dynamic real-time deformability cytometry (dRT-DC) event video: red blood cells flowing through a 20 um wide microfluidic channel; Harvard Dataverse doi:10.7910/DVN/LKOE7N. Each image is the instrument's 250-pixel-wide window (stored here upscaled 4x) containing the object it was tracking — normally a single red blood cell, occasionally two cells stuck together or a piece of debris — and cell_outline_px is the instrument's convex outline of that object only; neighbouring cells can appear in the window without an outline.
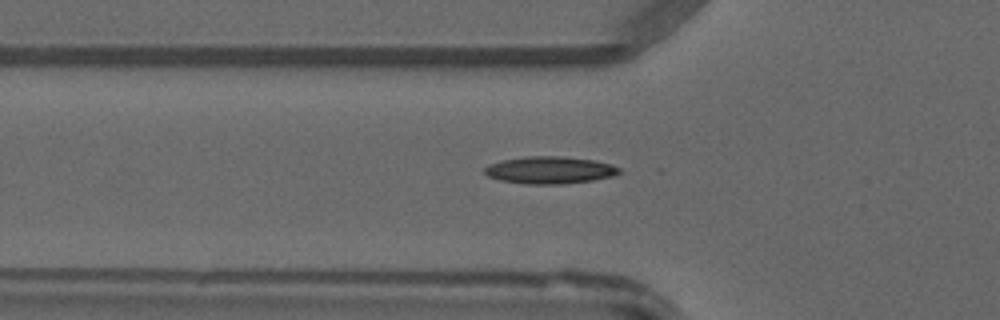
{"species": "common noctule bat (a hibernating species)", "species_latin": "Nyctalus noctula", "temperature_condition": "warm", "stored_images_in_passage": 31, "camera_frame_rate_fps": 3000, "um_per_image_px": 0.085, "animal": {"sex": "male", "forearm_length_mm": 52.5}, "frame": {"image": 1, "passage_image": 2, "time_ms": 0.333, "image_size_px": [1000, 320], "cell_outline_px": [[620, 172], [616, 176], [592, 180], [564, 184], [524, 184], [500, 180], [488, 176], [484, 172], [484, 168], [488, 164], [504, 160], [528, 156], [560, 156], [592, 160], [612, 164], [620, 168]], "centroid_in_image_um": [46.74, 14.46], "position_along_channel_um": 79.1, "area_um2": 21.39}}
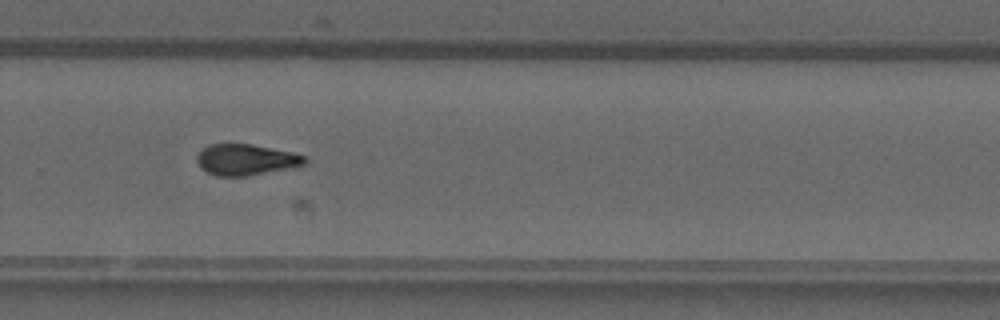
{"frame": {"image": 2, "passage_image": 18, "time_ms": 5.667, "image_size_px": [1000, 320], "cell_outline_px": [[308, 160], [304, 164], [292, 168], [244, 176], [216, 176], [200, 168], [196, 160], [196, 156], [208, 144], [252, 144], [292, 152], [304, 156]], "centroid_in_image_um": [20.89, 13.57], "position_along_channel_um": 308.9, "area_um2": 19.48}}
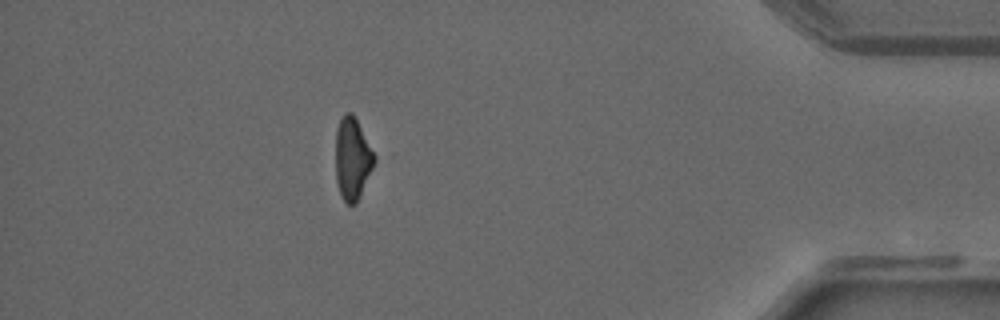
{"frame": {"image": 3, "passage_image": 28, "time_ms": 9.0, "image_size_px": [1000, 320], "cell_outline_px": [[380, 156], [356, 204], [348, 204], [344, 200], [340, 192], [336, 180], [336, 128], [344, 112], [352, 112]], "centroid_in_image_um": [30.03, 13.44], "position_along_channel_um": 405.2, "area_um2": 19.36}}